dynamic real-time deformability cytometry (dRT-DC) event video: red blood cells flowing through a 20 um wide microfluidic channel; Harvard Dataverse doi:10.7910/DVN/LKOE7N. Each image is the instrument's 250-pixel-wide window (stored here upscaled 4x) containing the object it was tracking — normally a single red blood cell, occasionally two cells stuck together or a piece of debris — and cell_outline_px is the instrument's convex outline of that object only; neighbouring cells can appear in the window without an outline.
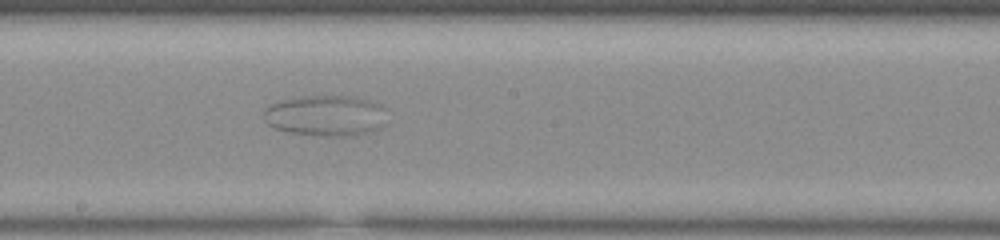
{"species": "common noctule bat (a hibernating species)", "species_latin": "Nyctalus noctula", "temperature_condition": "room temperature", "stored_images_in_passage": 44, "camera_frame_rate_fps": 3000, "um_per_image_px": 0.085, "animal": {"sex": "male", "body_mass_g": 20.0, "forearm_length_mm": 53.3}, "frame": {"image": 1, "passage_image": 27, "time_ms": 8.667, "image_size_px": [1000, 240], "cell_outline_px": [[384, 124], [380, 128], [372, 132], [352, 136], [324, 136], [288, 132], [272, 128], [264, 120], [264, 108], [268, 104], [280, 100], [304, 96], [356, 96], [380, 104], [384, 108]], "centroid_in_image_um": [27.66, 9.83], "position_along_channel_um": 220.5, "area_um2": 29.71}}
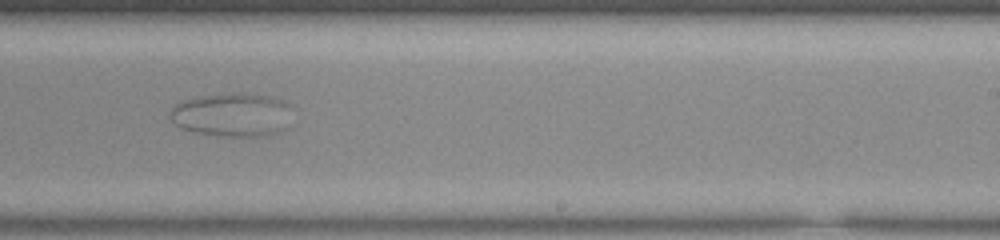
{"frame": {"image": 2, "passage_image": 31, "time_ms": 10.0, "image_size_px": [1000, 240], "cell_outline_px": [[296, 108], [288, 128], [280, 132], [264, 136], [216, 136], [196, 132], [180, 128], [172, 120], [168, 112], [172, 104], [180, 100], [200, 96], [244, 92], [268, 96], [284, 100], [292, 104]], "centroid_in_image_um": [19.81, 9.75], "position_along_channel_um": 269.2, "area_um2": 32.25}}